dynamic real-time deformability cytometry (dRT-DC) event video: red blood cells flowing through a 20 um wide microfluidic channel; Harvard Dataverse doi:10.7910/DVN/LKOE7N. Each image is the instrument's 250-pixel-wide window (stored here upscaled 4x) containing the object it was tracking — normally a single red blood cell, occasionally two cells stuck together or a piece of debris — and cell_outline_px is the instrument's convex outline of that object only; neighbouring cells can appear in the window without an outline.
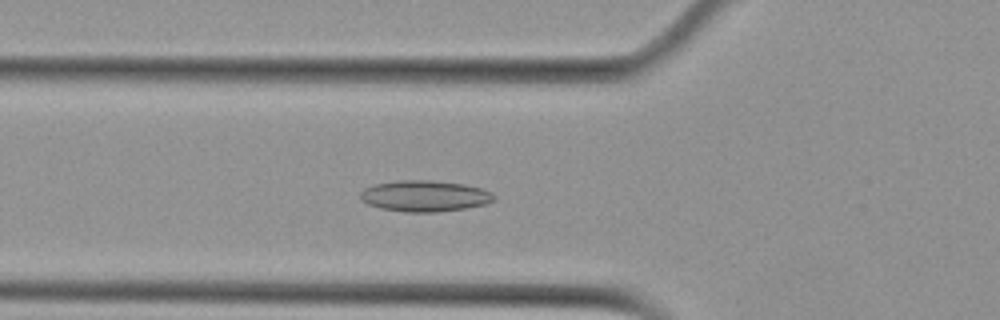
{"species": "Egyptian fruit bat (a non-hibernating species)", "species_latin": "Rousettus aegyptiacus", "temperature_condition": "cold", "stored_images_in_passage": 30, "camera_frame_rate_fps": 3000, "um_per_image_px": 0.085, "animal": {"sex": "female"}, "frame": {"image": 1, "passage_image": 7, "time_ms": 2.0, "image_size_px": [1000, 320], "cell_outline_px": [[496, 200], [484, 204], [468, 208], [436, 212], [408, 212], [380, 208], [368, 204], [360, 200], [360, 192], [364, 188], [376, 184], [396, 180], [428, 180], [464, 184], [480, 188], [492, 192], [496, 196]], "centroid_in_image_um": [36.11, 16.66], "position_along_channel_um": 89.7, "area_um2": 24.33}}
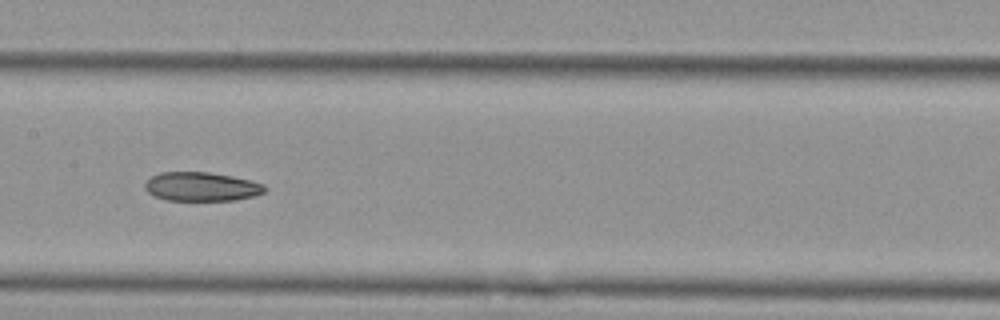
{"frame": {"image": 2, "passage_image": 15, "time_ms": 4.667, "image_size_px": [1000, 320], "cell_outline_px": [[264, 192], [252, 196], [236, 200], [164, 200], [152, 196], [144, 188], [144, 184], [152, 176], [160, 172], [208, 172], [232, 176], [264, 184]], "centroid_in_image_um": [17.06, 15.86], "position_along_channel_um": 190.3, "area_um2": 20.11}}
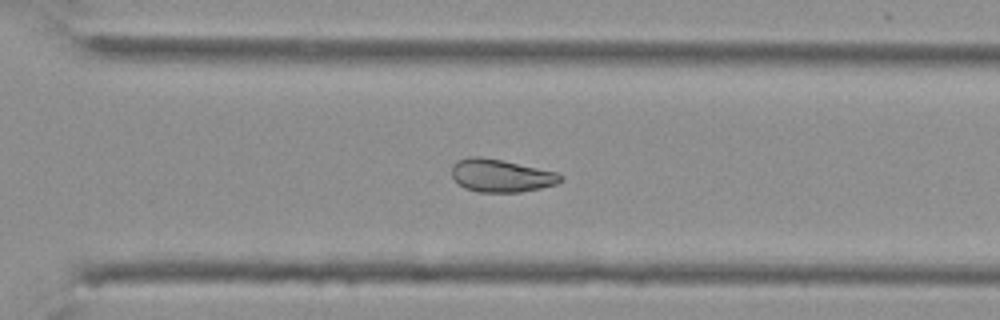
{"frame": {"image": 3, "passage_image": 26, "time_ms": 8.333, "image_size_px": [1000, 320], "cell_outline_px": [[564, 180], [556, 184], [540, 188], [520, 192], [480, 192], [464, 188], [452, 176], [452, 164], [456, 160], [472, 156], [480, 156], [500, 160], [556, 172], [564, 176]], "centroid_in_image_um": [42.58, 14.93], "position_along_channel_um": 328.0, "area_um2": 20.69}, "authors_computed_cell_mechanics": {"area_um2": 20.9525, "velocity_mm_per_s": 3.7672, "shape_relaxation_time_tau1_ms": null, "shape_relaxation_time_tau2_ms": 8.2471, "deformation_change_tau1": null, "deformation_change_tau2": 0.1508}}